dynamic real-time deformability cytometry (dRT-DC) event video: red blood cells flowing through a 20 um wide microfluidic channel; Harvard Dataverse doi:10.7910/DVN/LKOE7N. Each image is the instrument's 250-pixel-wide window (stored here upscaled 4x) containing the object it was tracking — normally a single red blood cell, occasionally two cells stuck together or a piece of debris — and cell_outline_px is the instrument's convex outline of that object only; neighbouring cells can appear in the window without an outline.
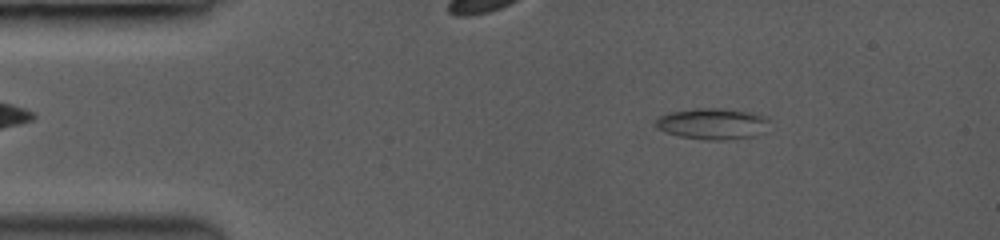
{"species": "common noctule bat (a hibernating species)", "species_latin": "Nyctalus noctula", "temperature_condition": "room temperature", "stored_images_in_passage": 57, "camera_frame_rate_fps": 3500, "um_per_image_px": 0.085, "animal": {"sex": "female", "body_mass_g": 19.0, "forearm_length_mm": 53.3}, "frame": {"image": 1, "passage_image": 9, "time_ms": 2.286, "image_size_px": [1000, 240], "cell_outline_px": [[768, 120], [764, 132], [752, 136], [724, 140], [704, 140], [680, 136], [664, 132], [656, 128], [656, 120], [660, 116], [668, 112], [696, 108], [724, 108], [756, 112], [768, 116]], "centroid_in_image_um": [60.57, 10.5], "position_along_channel_um": 24.4, "area_um2": 20.92}}
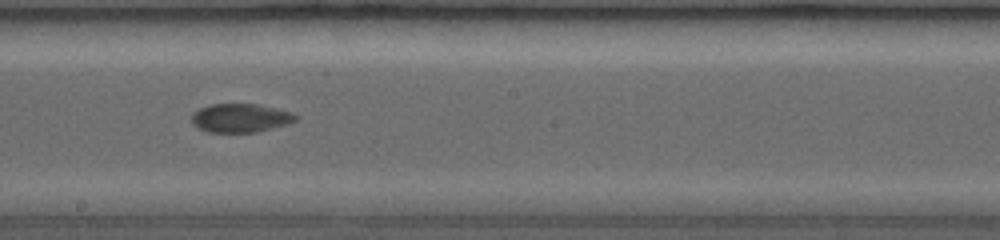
{"frame": {"image": 2, "passage_image": 33, "time_ms": 9.143, "image_size_px": [1000, 240], "cell_outline_px": [[296, 120], [288, 124], [256, 132], [208, 132], [196, 128], [192, 124], [192, 116], [200, 108], [212, 104], [252, 104], [292, 112], [296, 116]], "centroid_in_image_um": [20.4, 10.04], "position_along_channel_um": 227.8, "area_um2": 17.11}}
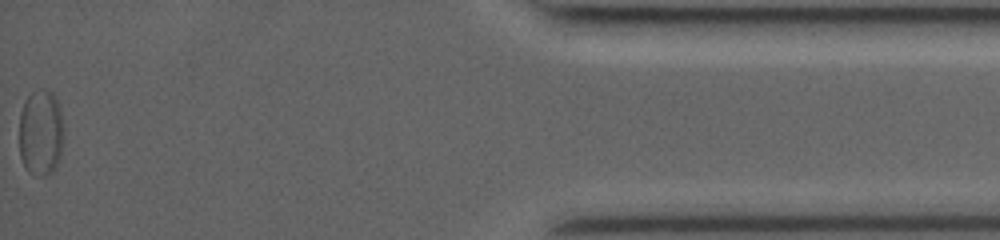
{"frame": {"image": 3, "passage_image": 57, "time_ms": 16.0, "image_size_px": [1000, 240], "cell_outline_px": [[64, 136], [60, 156], [56, 168], [52, 172], [44, 176], [40, 176], [28, 172], [24, 168], [20, 156], [20, 112], [24, 100], [32, 92], [40, 88], [44, 88], [52, 92], [56, 96], [60, 104], [64, 128]], "centroid_in_image_um": [3.49, 11.25], "position_along_channel_um": 431.7, "area_um2": 23.12}}